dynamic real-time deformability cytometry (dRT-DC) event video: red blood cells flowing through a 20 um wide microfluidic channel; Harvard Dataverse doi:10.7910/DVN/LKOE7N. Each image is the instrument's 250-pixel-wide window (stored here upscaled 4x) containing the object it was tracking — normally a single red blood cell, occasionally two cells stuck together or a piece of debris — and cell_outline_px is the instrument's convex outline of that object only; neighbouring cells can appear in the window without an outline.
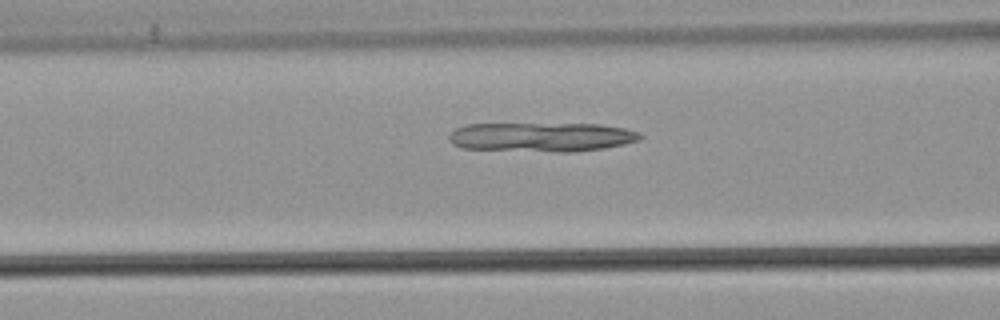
{"species": "common noctule bat (a hibernating species)", "species_latin": "Nyctalus noctula", "temperature_condition": "warm", "stored_images_in_passage": 52, "camera_frame_rate_fps": 3000, "um_per_image_px": 0.085, "animal": {"sex": "male", "body_mass_g": 21.5, "forearm_length_mm": 52.0}, "frame": {"image": 1, "passage_image": 21, "time_ms": 6.667, "image_size_px": [1000, 320], "cell_outline_px": [[644, 136], [640, 140], [624, 144], [604, 148], [572, 152], [556, 152], [460, 148], [452, 144], [448, 140], [448, 136], [456, 128], [468, 124], [600, 124], [624, 128], [640, 132]], "centroid_in_image_um": [46.05, 11.65], "position_along_channel_um": 120.6, "area_um2": 32.77}}
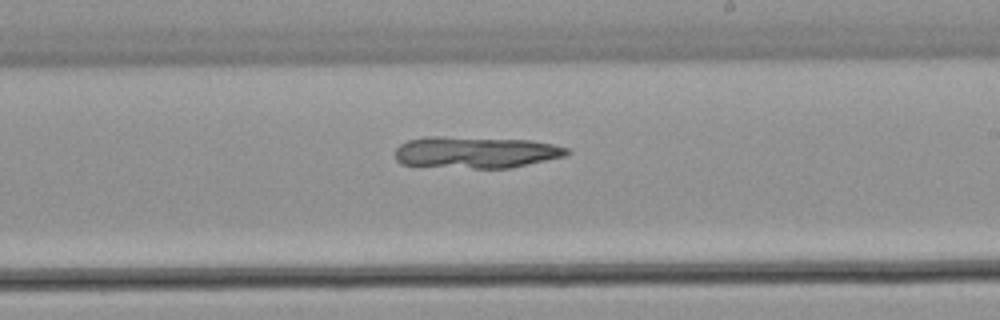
{"frame": {"image": 2, "passage_image": 31, "time_ms": 10.0, "image_size_px": [1000, 320], "cell_outline_px": [[572, 152], [568, 156], [512, 168], [472, 168], [400, 164], [396, 160], [396, 148], [400, 144], [408, 140], [424, 136], [440, 136], [532, 140], [552, 144], [568, 148]], "centroid_in_image_um": [40.49, 12.94], "position_along_channel_um": 248.5, "area_um2": 32.02}}
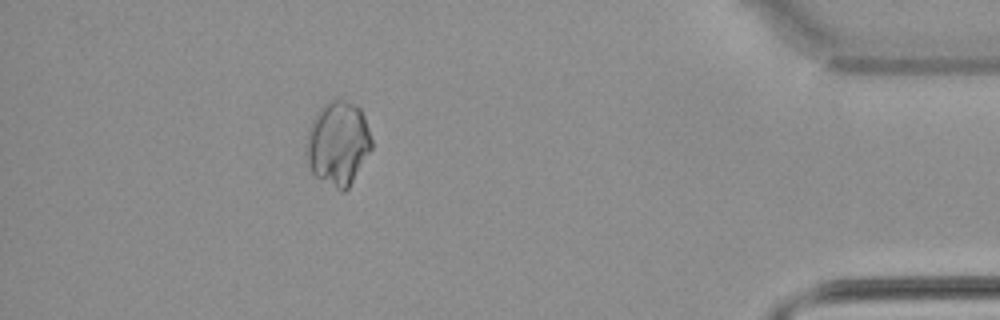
{"frame": {"image": 3, "passage_image": 47, "time_ms": 15.333, "image_size_px": [1000, 320], "cell_outline_px": [[372, 148], [348, 188], [344, 192], [340, 192], [316, 176], [312, 172], [308, 164], [304, 152], [304, 148], [308, 128], [316, 112], [328, 100], [344, 100], [356, 104], [360, 108], [364, 116], [372, 140]], "centroid_in_image_um": [28.7, 12.18], "position_along_channel_um": 406.5, "area_um2": 32.31}}